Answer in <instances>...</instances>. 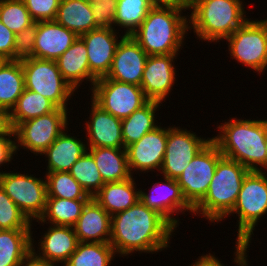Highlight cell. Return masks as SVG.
Instances as JSON below:
<instances>
[{"mask_svg": "<svg viewBox=\"0 0 267 266\" xmlns=\"http://www.w3.org/2000/svg\"><path fill=\"white\" fill-rule=\"evenodd\" d=\"M118 0H92L89 2L94 21L98 27L114 28Z\"/></svg>", "mask_w": 267, "mask_h": 266, "instance_id": "obj_41", "label": "cell"}, {"mask_svg": "<svg viewBox=\"0 0 267 266\" xmlns=\"http://www.w3.org/2000/svg\"><path fill=\"white\" fill-rule=\"evenodd\" d=\"M0 186L31 223L43 216L47 202L46 177L43 180L28 173L4 171Z\"/></svg>", "mask_w": 267, "mask_h": 266, "instance_id": "obj_10", "label": "cell"}, {"mask_svg": "<svg viewBox=\"0 0 267 266\" xmlns=\"http://www.w3.org/2000/svg\"><path fill=\"white\" fill-rule=\"evenodd\" d=\"M24 89L21 61L5 60L0 65V107L10 112Z\"/></svg>", "mask_w": 267, "mask_h": 266, "instance_id": "obj_31", "label": "cell"}, {"mask_svg": "<svg viewBox=\"0 0 267 266\" xmlns=\"http://www.w3.org/2000/svg\"><path fill=\"white\" fill-rule=\"evenodd\" d=\"M183 10L188 5L152 7L131 36L149 56L179 54L189 30Z\"/></svg>", "mask_w": 267, "mask_h": 266, "instance_id": "obj_2", "label": "cell"}, {"mask_svg": "<svg viewBox=\"0 0 267 266\" xmlns=\"http://www.w3.org/2000/svg\"><path fill=\"white\" fill-rule=\"evenodd\" d=\"M217 128L219 133L217 136H213L212 140L224 157L237 161L249 171L265 173L264 119L230 118L228 122L220 123Z\"/></svg>", "mask_w": 267, "mask_h": 266, "instance_id": "obj_3", "label": "cell"}, {"mask_svg": "<svg viewBox=\"0 0 267 266\" xmlns=\"http://www.w3.org/2000/svg\"><path fill=\"white\" fill-rule=\"evenodd\" d=\"M21 266H59L56 263L39 259L32 252L24 259Z\"/></svg>", "mask_w": 267, "mask_h": 266, "instance_id": "obj_46", "label": "cell"}, {"mask_svg": "<svg viewBox=\"0 0 267 266\" xmlns=\"http://www.w3.org/2000/svg\"><path fill=\"white\" fill-rule=\"evenodd\" d=\"M225 40L231 58L260 75L267 69V19L247 20Z\"/></svg>", "mask_w": 267, "mask_h": 266, "instance_id": "obj_8", "label": "cell"}, {"mask_svg": "<svg viewBox=\"0 0 267 266\" xmlns=\"http://www.w3.org/2000/svg\"><path fill=\"white\" fill-rule=\"evenodd\" d=\"M45 175L47 197H58L62 199L91 198L69 172H49Z\"/></svg>", "mask_w": 267, "mask_h": 266, "instance_id": "obj_35", "label": "cell"}, {"mask_svg": "<svg viewBox=\"0 0 267 266\" xmlns=\"http://www.w3.org/2000/svg\"><path fill=\"white\" fill-rule=\"evenodd\" d=\"M161 104L156 101H148L122 120V136L125 148L159 126L155 119L157 118L156 111H159Z\"/></svg>", "mask_w": 267, "mask_h": 266, "instance_id": "obj_29", "label": "cell"}, {"mask_svg": "<svg viewBox=\"0 0 267 266\" xmlns=\"http://www.w3.org/2000/svg\"><path fill=\"white\" fill-rule=\"evenodd\" d=\"M148 56L131 35H125L118 43L108 74L102 78L140 86Z\"/></svg>", "mask_w": 267, "mask_h": 266, "instance_id": "obj_18", "label": "cell"}, {"mask_svg": "<svg viewBox=\"0 0 267 266\" xmlns=\"http://www.w3.org/2000/svg\"><path fill=\"white\" fill-rule=\"evenodd\" d=\"M64 130L56 140L41 154L48 160L47 171L49 172H69L72 165L87 151V142L79 138L70 136Z\"/></svg>", "mask_w": 267, "mask_h": 266, "instance_id": "obj_24", "label": "cell"}, {"mask_svg": "<svg viewBox=\"0 0 267 266\" xmlns=\"http://www.w3.org/2000/svg\"><path fill=\"white\" fill-rule=\"evenodd\" d=\"M0 21L15 34L34 23L23 0H0Z\"/></svg>", "mask_w": 267, "mask_h": 266, "instance_id": "obj_37", "label": "cell"}, {"mask_svg": "<svg viewBox=\"0 0 267 266\" xmlns=\"http://www.w3.org/2000/svg\"><path fill=\"white\" fill-rule=\"evenodd\" d=\"M267 172L249 171L244 177L236 204L231 214L238 216V234L234 252L236 266H248L247 249L255 226L267 213Z\"/></svg>", "mask_w": 267, "mask_h": 266, "instance_id": "obj_5", "label": "cell"}, {"mask_svg": "<svg viewBox=\"0 0 267 266\" xmlns=\"http://www.w3.org/2000/svg\"><path fill=\"white\" fill-rule=\"evenodd\" d=\"M78 37L75 32L68 30L55 20L37 22L34 57L56 60Z\"/></svg>", "mask_w": 267, "mask_h": 266, "instance_id": "obj_22", "label": "cell"}, {"mask_svg": "<svg viewBox=\"0 0 267 266\" xmlns=\"http://www.w3.org/2000/svg\"><path fill=\"white\" fill-rule=\"evenodd\" d=\"M25 88L39 93L58 108L68 109L76 90L63 78L55 60L30 58L21 61Z\"/></svg>", "mask_w": 267, "mask_h": 266, "instance_id": "obj_7", "label": "cell"}, {"mask_svg": "<svg viewBox=\"0 0 267 266\" xmlns=\"http://www.w3.org/2000/svg\"><path fill=\"white\" fill-rule=\"evenodd\" d=\"M265 143H266V159H265V170L267 169V120L265 119Z\"/></svg>", "mask_w": 267, "mask_h": 266, "instance_id": "obj_48", "label": "cell"}, {"mask_svg": "<svg viewBox=\"0 0 267 266\" xmlns=\"http://www.w3.org/2000/svg\"><path fill=\"white\" fill-rule=\"evenodd\" d=\"M111 215L91 197L73 228L79 242L109 243Z\"/></svg>", "mask_w": 267, "mask_h": 266, "instance_id": "obj_21", "label": "cell"}, {"mask_svg": "<svg viewBox=\"0 0 267 266\" xmlns=\"http://www.w3.org/2000/svg\"><path fill=\"white\" fill-rule=\"evenodd\" d=\"M61 0H23L34 22L53 21Z\"/></svg>", "mask_w": 267, "mask_h": 266, "instance_id": "obj_40", "label": "cell"}, {"mask_svg": "<svg viewBox=\"0 0 267 266\" xmlns=\"http://www.w3.org/2000/svg\"><path fill=\"white\" fill-rule=\"evenodd\" d=\"M31 222L0 186V230L31 229Z\"/></svg>", "mask_w": 267, "mask_h": 266, "instance_id": "obj_38", "label": "cell"}, {"mask_svg": "<svg viewBox=\"0 0 267 266\" xmlns=\"http://www.w3.org/2000/svg\"><path fill=\"white\" fill-rule=\"evenodd\" d=\"M91 91L90 99L120 120L149 101L140 86L108 78L97 79Z\"/></svg>", "mask_w": 267, "mask_h": 266, "instance_id": "obj_12", "label": "cell"}, {"mask_svg": "<svg viewBox=\"0 0 267 266\" xmlns=\"http://www.w3.org/2000/svg\"><path fill=\"white\" fill-rule=\"evenodd\" d=\"M186 128L168 127V138L164 161L160 174L177 179L188 163L201 151L212 138H202Z\"/></svg>", "mask_w": 267, "mask_h": 266, "instance_id": "obj_13", "label": "cell"}, {"mask_svg": "<svg viewBox=\"0 0 267 266\" xmlns=\"http://www.w3.org/2000/svg\"><path fill=\"white\" fill-rule=\"evenodd\" d=\"M89 120L85 122L87 147L125 148L122 120L103 110L91 101Z\"/></svg>", "mask_w": 267, "mask_h": 266, "instance_id": "obj_20", "label": "cell"}, {"mask_svg": "<svg viewBox=\"0 0 267 266\" xmlns=\"http://www.w3.org/2000/svg\"><path fill=\"white\" fill-rule=\"evenodd\" d=\"M57 108L46 97L25 88L9 112L12 128L15 129L21 122L49 114Z\"/></svg>", "mask_w": 267, "mask_h": 266, "instance_id": "obj_32", "label": "cell"}, {"mask_svg": "<svg viewBox=\"0 0 267 266\" xmlns=\"http://www.w3.org/2000/svg\"><path fill=\"white\" fill-rule=\"evenodd\" d=\"M31 238V252L39 259L63 266L75 252L79 244L74 228L70 226L51 225L39 240L37 251L36 243ZM35 244V245H34ZM41 251V252H40ZM63 263V264H62Z\"/></svg>", "mask_w": 267, "mask_h": 266, "instance_id": "obj_19", "label": "cell"}, {"mask_svg": "<svg viewBox=\"0 0 267 266\" xmlns=\"http://www.w3.org/2000/svg\"><path fill=\"white\" fill-rule=\"evenodd\" d=\"M163 177L164 181L154 183L149 194L141 189L139 200L162 215L176 229L180 219H176L174 213L185 214L188 211L193 214V208L184 199L177 180Z\"/></svg>", "mask_w": 267, "mask_h": 266, "instance_id": "obj_14", "label": "cell"}, {"mask_svg": "<svg viewBox=\"0 0 267 266\" xmlns=\"http://www.w3.org/2000/svg\"><path fill=\"white\" fill-rule=\"evenodd\" d=\"M118 33L114 28L99 27L79 36L87 48L90 73L96 79L105 77L111 68L118 43L125 36Z\"/></svg>", "mask_w": 267, "mask_h": 266, "instance_id": "obj_17", "label": "cell"}, {"mask_svg": "<svg viewBox=\"0 0 267 266\" xmlns=\"http://www.w3.org/2000/svg\"><path fill=\"white\" fill-rule=\"evenodd\" d=\"M13 136V138H12ZM13 140H12V139ZM15 136L14 134H4L0 135V167L4 164L11 163L13 160V155L15 154ZM4 171L0 172V175Z\"/></svg>", "mask_w": 267, "mask_h": 266, "instance_id": "obj_43", "label": "cell"}, {"mask_svg": "<svg viewBox=\"0 0 267 266\" xmlns=\"http://www.w3.org/2000/svg\"><path fill=\"white\" fill-rule=\"evenodd\" d=\"M5 60L0 57V65L4 62Z\"/></svg>", "mask_w": 267, "mask_h": 266, "instance_id": "obj_49", "label": "cell"}, {"mask_svg": "<svg viewBox=\"0 0 267 266\" xmlns=\"http://www.w3.org/2000/svg\"><path fill=\"white\" fill-rule=\"evenodd\" d=\"M68 110L57 108L49 114L21 122L14 129L15 152L23 147L36 156L41 155L64 130H68Z\"/></svg>", "mask_w": 267, "mask_h": 266, "instance_id": "obj_9", "label": "cell"}, {"mask_svg": "<svg viewBox=\"0 0 267 266\" xmlns=\"http://www.w3.org/2000/svg\"><path fill=\"white\" fill-rule=\"evenodd\" d=\"M243 0H188L189 30L199 40L215 44L229 37L247 20Z\"/></svg>", "mask_w": 267, "mask_h": 266, "instance_id": "obj_4", "label": "cell"}, {"mask_svg": "<svg viewBox=\"0 0 267 266\" xmlns=\"http://www.w3.org/2000/svg\"><path fill=\"white\" fill-rule=\"evenodd\" d=\"M115 255L110 243L79 242L63 266H110Z\"/></svg>", "mask_w": 267, "mask_h": 266, "instance_id": "obj_33", "label": "cell"}, {"mask_svg": "<svg viewBox=\"0 0 267 266\" xmlns=\"http://www.w3.org/2000/svg\"><path fill=\"white\" fill-rule=\"evenodd\" d=\"M249 170L235 160L222 157L205 197L193 208L211 223L221 222L236 204L244 177Z\"/></svg>", "mask_w": 267, "mask_h": 266, "instance_id": "obj_6", "label": "cell"}, {"mask_svg": "<svg viewBox=\"0 0 267 266\" xmlns=\"http://www.w3.org/2000/svg\"><path fill=\"white\" fill-rule=\"evenodd\" d=\"M55 61L63 78L75 90L84 80L91 83L92 89L97 79L90 73L87 48L80 37Z\"/></svg>", "mask_w": 267, "mask_h": 266, "instance_id": "obj_23", "label": "cell"}, {"mask_svg": "<svg viewBox=\"0 0 267 266\" xmlns=\"http://www.w3.org/2000/svg\"><path fill=\"white\" fill-rule=\"evenodd\" d=\"M222 261H219L218 257L216 258L211 253L199 256V259L195 260V263L190 266H225Z\"/></svg>", "mask_w": 267, "mask_h": 266, "instance_id": "obj_45", "label": "cell"}, {"mask_svg": "<svg viewBox=\"0 0 267 266\" xmlns=\"http://www.w3.org/2000/svg\"><path fill=\"white\" fill-rule=\"evenodd\" d=\"M175 230L162 215L138 200L134 206L111 217L109 243L122 257L134 252L154 254L168 248Z\"/></svg>", "mask_w": 267, "mask_h": 266, "instance_id": "obj_1", "label": "cell"}, {"mask_svg": "<svg viewBox=\"0 0 267 266\" xmlns=\"http://www.w3.org/2000/svg\"><path fill=\"white\" fill-rule=\"evenodd\" d=\"M168 127L158 126L146 133L140 140L126 147L130 172H159L165 156Z\"/></svg>", "mask_w": 267, "mask_h": 266, "instance_id": "obj_15", "label": "cell"}, {"mask_svg": "<svg viewBox=\"0 0 267 266\" xmlns=\"http://www.w3.org/2000/svg\"><path fill=\"white\" fill-rule=\"evenodd\" d=\"M15 33L0 21V57L13 60Z\"/></svg>", "mask_w": 267, "mask_h": 266, "instance_id": "obj_42", "label": "cell"}, {"mask_svg": "<svg viewBox=\"0 0 267 266\" xmlns=\"http://www.w3.org/2000/svg\"><path fill=\"white\" fill-rule=\"evenodd\" d=\"M132 176L119 182L105 183L93 198L111 215L134 206L140 196V189Z\"/></svg>", "mask_w": 267, "mask_h": 266, "instance_id": "obj_25", "label": "cell"}, {"mask_svg": "<svg viewBox=\"0 0 267 266\" xmlns=\"http://www.w3.org/2000/svg\"><path fill=\"white\" fill-rule=\"evenodd\" d=\"M177 56L178 54L148 56L140 87L149 101L165 102L172 92L177 81L174 66Z\"/></svg>", "mask_w": 267, "mask_h": 266, "instance_id": "obj_16", "label": "cell"}, {"mask_svg": "<svg viewBox=\"0 0 267 266\" xmlns=\"http://www.w3.org/2000/svg\"><path fill=\"white\" fill-rule=\"evenodd\" d=\"M148 2L153 7L188 5V0H148Z\"/></svg>", "mask_w": 267, "mask_h": 266, "instance_id": "obj_47", "label": "cell"}, {"mask_svg": "<svg viewBox=\"0 0 267 266\" xmlns=\"http://www.w3.org/2000/svg\"><path fill=\"white\" fill-rule=\"evenodd\" d=\"M89 199H62L47 197L43 216L38 223L73 227L81 215L82 209ZM48 221V222H47Z\"/></svg>", "mask_w": 267, "mask_h": 266, "instance_id": "obj_30", "label": "cell"}, {"mask_svg": "<svg viewBox=\"0 0 267 266\" xmlns=\"http://www.w3.org/2000/svg\"><path fill=\"white\" fill-rule=\"evenodd\" d=\"M31 229L0 230V266H21L31 253Z\"/></svg>", "mask_w": 267, "mask_h": 266, "instance_id": "obj_28", "label": "cell"}, {"mask_svg": "<svg viewBox=\"0 0 267 266\" xmlns=\"http://www.w3.org/2000/svg\"><path fill=\"white\" fill-rule=\"evenodd\" d=\"M69 173L90 197H93L105 184L93 156L88 151L72 165Z\"/></svg>", "mask_w": 267, "mask_h": 266, "instance_id": "obj_36", "label": "cell"}, {"mask_svg": "<svg viewBox=\"0 0 267 266\" xmlns=\"http://www.w3.org/2000/svg\"><path fill=\"white\" fill-rule=\"evenodd\" d=\"M55 21L78 36L99 28L89 2L83 0H61Z\"/></svg>", "mask_w": 267, "mask_h": 266, "instance_id": "obj_27", "label": "cell"}, {"mask_svg": "<svg viewBox=\"0 0 267 266\" xmlns=\"http://www.w3.org/2000/svg\"><path fill=\"white\" fill-rule=\"evenodd\" d=\"M4 134H14V129L10 122L9 111L0 107V135Z\"/></svg>", "mask_w": 267, "mask_h": 266, "instance_id": "obj_44", "label": "cell"}, {"mask_svg": "<svg viewBox=\"0 0 267 266\" xmlns=\"http://www.w3.org/2000/svg\"><path fill=\"white\" fill-rule=\"evenodd\" d=\"M222 157L219 147L211 140L176 179L184 199L192 208L205 197L217 163Z\"/></svg>", "mask_w": 267, "mask_h": 266, "instance_id": "obj_11", "label": "cell"}, {"mask_svg": "<svg viewBox=\"0 0 267 266\" xmlns=\"http://www.w3.org/2000/svg\"><path fill=\"white\" fill-rule=\"evenodd\" d=\"M37 32V22L15 34L13 61H23L34 58V45Z\"/></svg>", "mask_w": 267, "mask_h": 266, "instance_id": "obj_39", "label": "cell"}, {"mask_svg": "<svg viewBox=\"0 0 267 266\" xmlns=\"http://www.w3.org/2000/svg\"><path fill=\"white\" fill-rule=\"evenodd\" d=\"M152 7L148 0H118L114 29L119 26L124 28V35H131L141 25Z\"/></svg>", "mask_w": 267, "mask_h": 266, "instance_id": "obj_34", "label": "cell"}, {"mask_svg": "<svg viewBox=\"0 0 267 266\" xmlns=\"http://www.w3.org/2000/svg\"><path fill=\"white\" fill-rule=\"evenodd\" d=\"M105 183L131 178L126 148L87 147Z\"/></svg>", "mask_w": 267, "mask_h": 266, "instance_id": "obj_26", "label": "cell"}]
</instances>
